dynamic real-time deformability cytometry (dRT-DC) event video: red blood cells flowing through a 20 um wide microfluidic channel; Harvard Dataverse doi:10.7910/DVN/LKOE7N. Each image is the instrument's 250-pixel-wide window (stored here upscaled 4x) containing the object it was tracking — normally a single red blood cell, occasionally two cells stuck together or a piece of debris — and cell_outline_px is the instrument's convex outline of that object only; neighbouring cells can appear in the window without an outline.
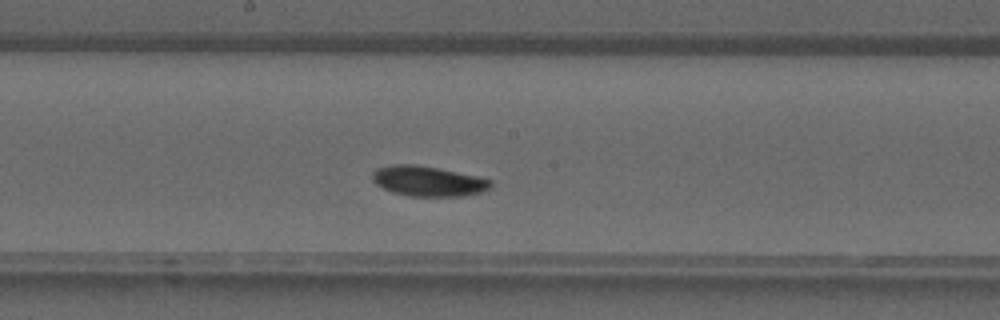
{"species": "common noctule bat (a hibernating species)", "species_latin": "Nyctalus noctula", "temperature_condition": "warm", "stored_images_in_passage": 35, "camera_frame_rate_fps": 3000, "um_per_image_px": 0.085, "animal": {"sex": "male", "forearm_length_mm": 52.5}, "frame": {"image": 1, "passage_image": 16, "time_ms": 5.0, "image_size_px": [1000, 320], "cell_outline_px": [[492, 184], [484, 192], [464, 196], [408, 196], [392, 192], [376, 184], [372, 180], [372, 172], [376, 168], [392, 164], [416, 164], [476, 176], [492, 180]], "centroid_in_image_um": [36.36, 15.4], "position_along_channel_um": 211.8, "area_um2": 20.81}}
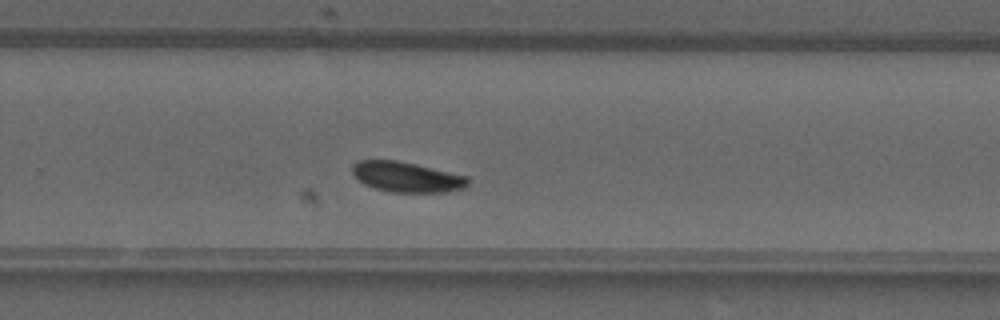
{"frame": {"image": 2, "passage_image": 21, "time_ms": 6.667, "image_size_px": [1000, 320], "cell_outline_px": [[468, 184], [464, 188], [448, 192], [392, 192], [376, 188], [364, 184], [352, 172], [352, 164], [360, 160], [396, 160], [416, 164], [468, 176]], "centroid_in_image_um": [34.59, 15.04], "position_along_channel_um": 295.2, "area_um2": 20.29}}
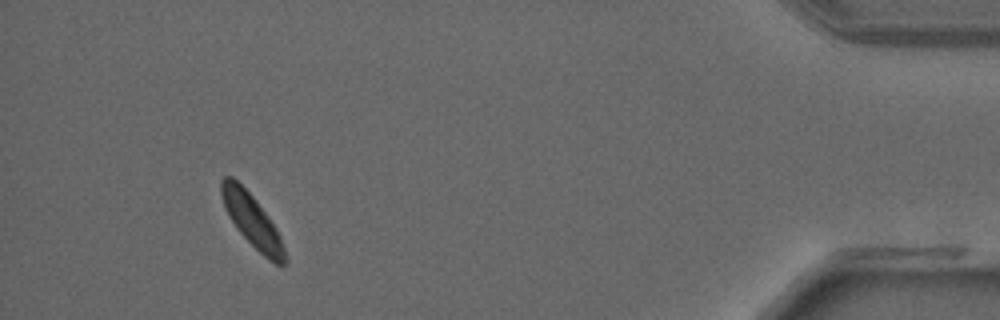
{"frame": {"image": 3, "passage_image": 32, "time_ms": 10.333, "image_size_px": [1000, 320], "cell_outline_px": [[288, 260], [284, 264], [276, 264], [268, 260], [236, 228], [224, 208], [220, 192], [220, 180], [224, 176], [232, 176], [252, 196], [276, 228], [280, 236]], "centroid_in_image_um": [21.4, 18.74], "position_along_channel_um": 413.8, "area_um2": 19.07}}